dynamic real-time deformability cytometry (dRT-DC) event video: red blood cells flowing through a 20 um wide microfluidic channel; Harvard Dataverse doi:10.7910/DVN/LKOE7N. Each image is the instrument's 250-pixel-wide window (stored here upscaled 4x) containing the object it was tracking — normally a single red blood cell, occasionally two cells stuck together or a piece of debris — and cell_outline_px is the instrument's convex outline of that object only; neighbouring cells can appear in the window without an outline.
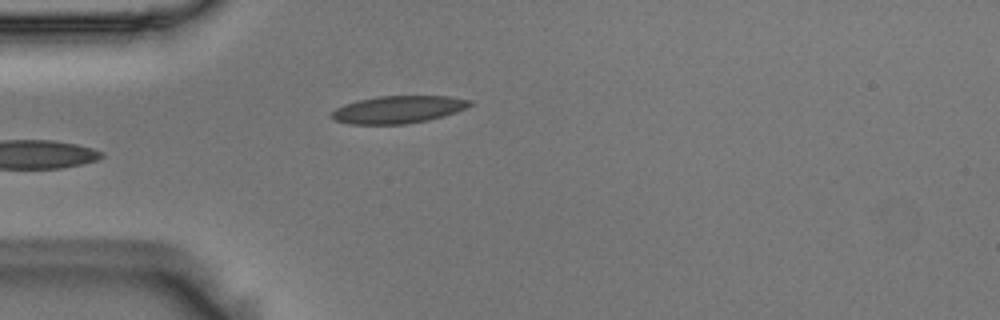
{"species": "Egyptian fruit bat (a non-hibernating species)", "species_latin": "Rousettus aegyptiacus", "temperature_condition": "room temperature", "stored_images_in_passage": 5, "camera_frame_rate_fps": 3000, "um_per_image_px": 0.085, "animal": {"sex": "male"}, "frame": {"image": 1, "passage_image": 5, "time_ms": 1.333, "image_size_px": [1000, 320], "cell_outline_px": [[472, 104], [456, 112], [444, 116], [428, 120], [408, 124], [348, 124], [336, 120], [328, 116], [336, 108], [344, 104], [356, 100], [376, 96], [448, 96], [472, 100]], "centroid_in_image_um": [33.82, 9.31], "position_along_channel_um": 51.2, "area_um2": 22.25}}